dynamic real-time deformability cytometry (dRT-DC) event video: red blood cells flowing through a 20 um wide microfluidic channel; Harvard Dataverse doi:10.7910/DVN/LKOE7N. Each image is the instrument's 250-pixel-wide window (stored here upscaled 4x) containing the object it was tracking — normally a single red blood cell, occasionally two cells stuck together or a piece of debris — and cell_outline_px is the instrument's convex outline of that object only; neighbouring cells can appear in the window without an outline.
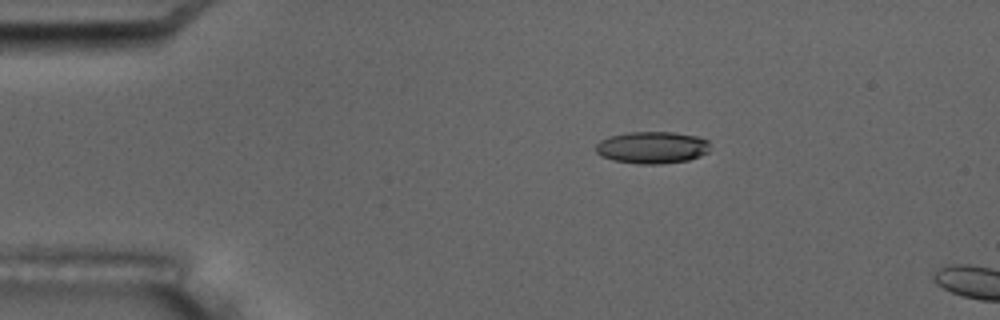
{"species": "common noctule bat (a hibernating species)", "species_latin": "Nyctalus noctula", "temperature_condition": "room temperature", "stored_images_in_passage": 4, "camera_frame_rate_fps": 3000, "um_per_image_px": 0.085, "animal": {"sex": "male", "body_mass_g": 17.5, "forearm_length_mm": 52.3}, "frame": {"image": 1, "passage_image": 3, "time_ms": 2.333, "image_size_px": [1000, 320], "cell_outline_px": [[708, 152], [700, 156], [688, 160], [660, 164], [636, 164], [612, 160], [600, 156], [596, 152], [596, 144], [600, 140], [608, 136], [628, 132], [672, 132], [696, 136], [708, 140]], "centroid_in_image_um": [55.39, 12.54], "position_along_channel_um": 29.6, "area_um2": 21.44}}